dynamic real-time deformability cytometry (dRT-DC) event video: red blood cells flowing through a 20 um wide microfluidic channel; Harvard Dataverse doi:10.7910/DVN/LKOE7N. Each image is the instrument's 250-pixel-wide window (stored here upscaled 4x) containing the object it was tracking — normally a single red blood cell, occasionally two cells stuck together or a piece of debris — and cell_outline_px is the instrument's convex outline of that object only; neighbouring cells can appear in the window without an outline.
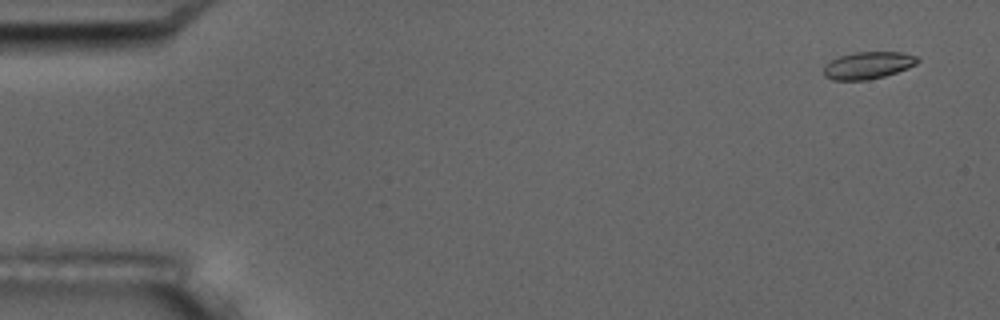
{"species": "common noctule bat (a hibernating species)", "species_latin": "Nyctalus noctula", "temperature_condition": "room temperature", "stored_images_in_passage": 5, "segment_of_instrument_passage": [1, 2], "camera_frame_rate_fps": 3000, "um_per_image_px": 0.085, "animal": {"sex": "male", "body_mass_g": 17.5, "forearm_length_mm": 52.3}, "frame": {"image": 1, "passage_image": 1, "time_ms": 0.0, "image_size_px": [1000, 320], "cell_outline_px": [[920, 60], [916, 64], [908, 68], [884, 76], [864, 80], [832, 80], [824, 76], [824, 68], [832, 60], [840, 56], [856, 52], [900, 52], [916, 56]], "centroid_in_image_um": [73.79, 5.55], "position_along_channel_um": 11.2, "area_um2": 14.62}}
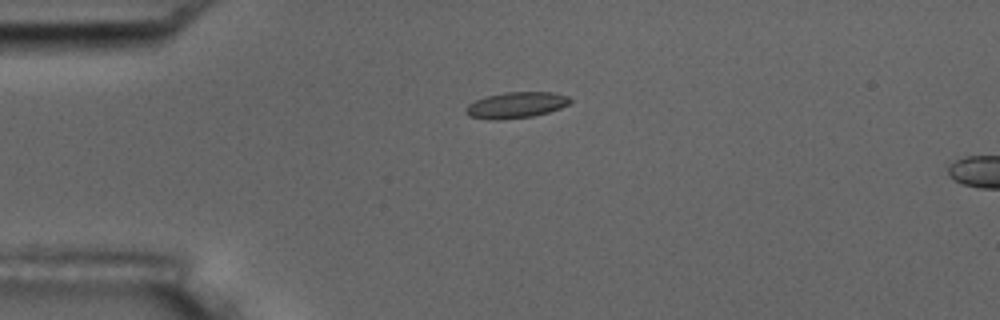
{"frame": {"image": 2, "passage_image": 4, "time_ms": 3.667, "image_size_px": [1000, 320], "cell_outline_px": [[572, 100], [568, 104], [560, 108], [548, 112], [532, 116], [504, 120], [488, 120], [468, 116], [464, 112], [464, 108], [468, 104], [484, 96], [504, 92], [552, 92], [568, 96]], "centroid_in_image_um": [43.8, 8.94], "position_along_channel_um": 41.2, "area_um2": 16.07}}